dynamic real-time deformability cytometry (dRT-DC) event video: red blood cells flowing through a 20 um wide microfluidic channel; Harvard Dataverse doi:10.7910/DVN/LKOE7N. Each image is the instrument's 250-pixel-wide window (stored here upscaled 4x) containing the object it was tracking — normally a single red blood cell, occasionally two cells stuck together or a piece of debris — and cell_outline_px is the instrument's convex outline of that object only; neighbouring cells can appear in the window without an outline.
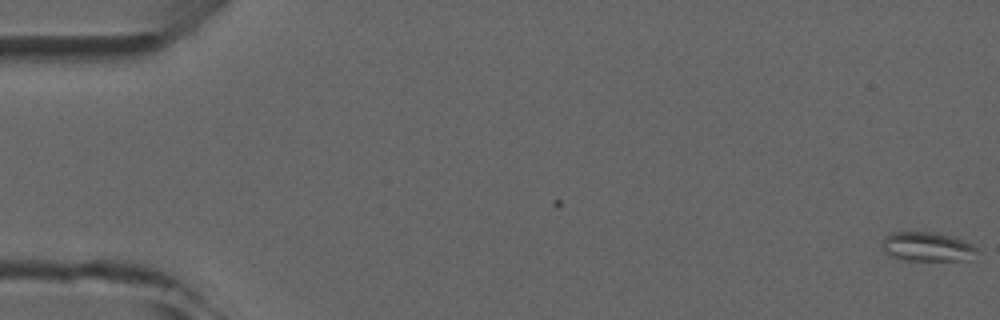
{"species": "common noctule bat (a hibernating species)", "species_latin": "Nyctalus noctula", "temperature_condition": "room temperature", "stored_images_in_passage": 2, "camera_frame_rate_fps": 3000, "um_per_image_px": 0.085, "animal": {"sex": "male", "forearm_length_mm": 52.5}, "frame": {"image": 1, "passage_image": 2, "time_ms": 1.0, "image_size_px": [1000, 320], "cell_outline_px": [[984, 252], [972, 260], [908, 260], [892, 256], [884, 252], [880, 248], [880, 240], [884, 236], [892, 232], [936, 232], [952, 236], [972, 244]], "centroid_in_image_um": [78.87, 20.97], "position_along_channel_um": 6.1, "area_um2": 16.76}}